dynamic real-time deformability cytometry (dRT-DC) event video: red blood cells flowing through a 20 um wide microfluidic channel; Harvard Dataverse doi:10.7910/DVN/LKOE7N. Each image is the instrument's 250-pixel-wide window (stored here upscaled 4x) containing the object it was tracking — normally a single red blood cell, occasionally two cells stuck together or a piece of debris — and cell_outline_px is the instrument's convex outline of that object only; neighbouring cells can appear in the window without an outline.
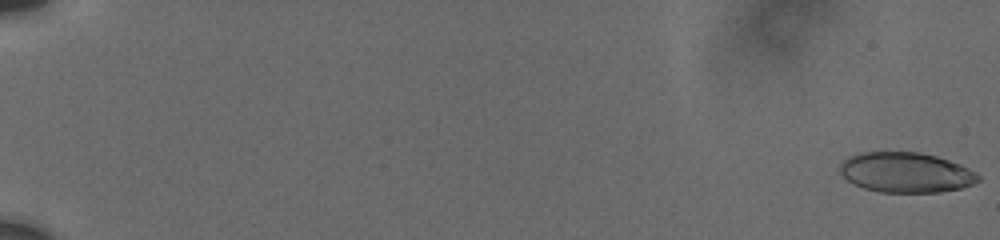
{"species": "human", "species_latin": "Homo sapiens", "temperature_condition": "cold", "stored_images_in_passage": 21, "camera_frame_rate_fps": 3000, "um_per_image_px": 0.085, "donor": {"sex": "male"}, "frame": {"image": 1, "passage_image": 1, "time_ms": 0.0, "image_size_px": [1000, 240], "cell_outline_px": [[980, 180], [972, 184], [960, 188], [940, 192], [880, 192], [864, 188], [848, 180], [840, 172], [840, 164], [844, 160], [852, 156], [864, 152], [920, 152], [936, 156], [960, 164], [976, 172], [980, 176]], "centroid_in_image_um": [77.03, 14.66], "position_along_channel_um": 8.0, "area_um2": 32.08}}
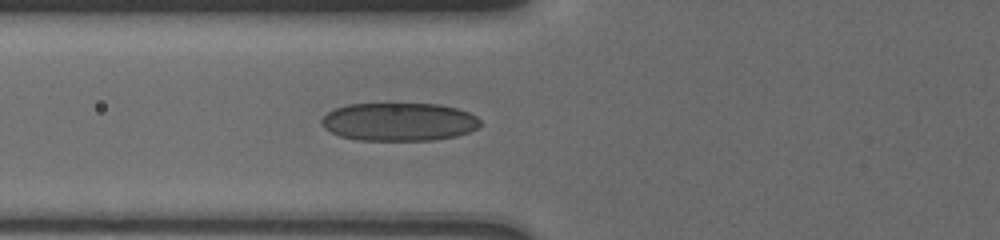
{"frame": {"image": 2, "passage_image": 15, "time_ms": 8.0, "image_size_px": [1000, 240], "cell_outline_px": [[480, 128], [456, 136], [432, 140], [360, 140], [340, 136], [324, 128], [320, 124], [320, 120], [328, 112], [336, 108], [348, 104], [440, 104], [456, 108], [468, 112], [476, 116], [480, 120]], "centroid_in_image_um": [33.92, 10.35], "position_along_channel_um": 91.9, "area_um2": 35.32}}
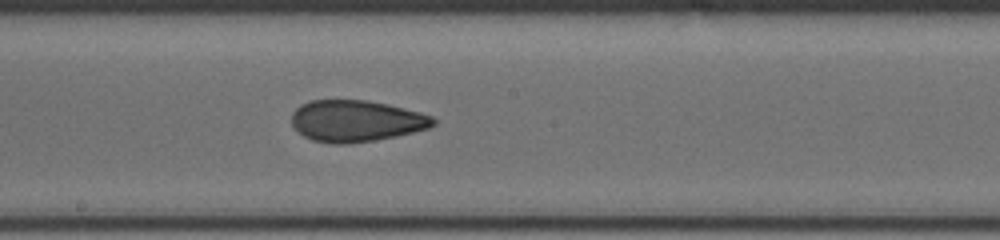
{"frame": {"image": 3, "passage_image": 21, "time_ms": 11.333, "image_size_px": [1000, 240], "cell_outline_px": [[436, 124], [428, 128], [396, 136], [348, 144], [332, 144], [312, 140], [304, 136], [292, 124], [292, 112], [300, 104], [308, 100], [368, 100], [388, 104], [420, 112], [432, 116], [436, 120]], "centroid_in_image_um": [30.26, 10.27], "position_along_channel_um": 217.9, "area_um2": 34.28}}